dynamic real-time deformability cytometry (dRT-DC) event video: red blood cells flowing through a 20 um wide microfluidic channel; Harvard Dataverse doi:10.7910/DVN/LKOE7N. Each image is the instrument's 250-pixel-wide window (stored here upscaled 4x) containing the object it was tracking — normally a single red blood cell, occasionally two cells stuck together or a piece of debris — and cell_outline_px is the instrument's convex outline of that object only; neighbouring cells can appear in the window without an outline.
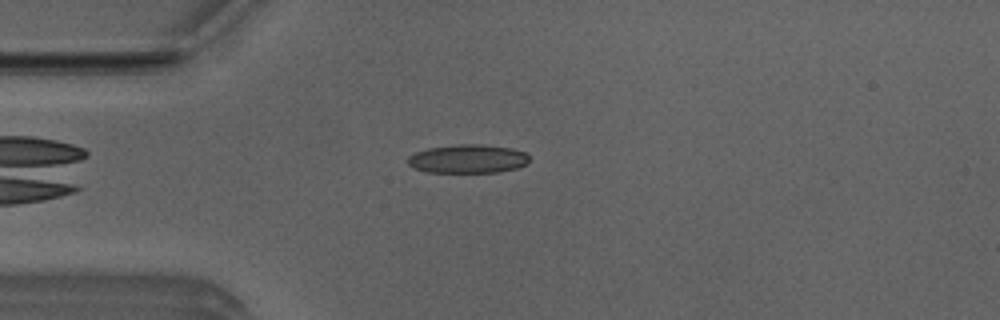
{"species": "Egyptian fruit bat (a non-hibernating species)", "species_latin": "Rousettus aegyptiacus", "temperature_condition": "room temperature", "stored_images_in_passage": 4, "camera_frame_rate_fps": 3000, "um_per_image_px": 0.085, "animal": {"sex": "male"}, "frame": {"image": 1, "passage_image": 4, "time_ms": 1.0, "image_size_px": [1000, 320], "cell_outline_px": [[528, 160], [524, 164], [516, 168], [500, 172], [424, 172], [412, 168], [408, 164], [408, 156], [416, 152], [428, 148], [460, 144], [480, 144], [512, 148], [528, 152]], "centroid_in_image_um": [39.75, 13.5], "position_along_channel_um": 45.3, "area_um2": 20.35}}